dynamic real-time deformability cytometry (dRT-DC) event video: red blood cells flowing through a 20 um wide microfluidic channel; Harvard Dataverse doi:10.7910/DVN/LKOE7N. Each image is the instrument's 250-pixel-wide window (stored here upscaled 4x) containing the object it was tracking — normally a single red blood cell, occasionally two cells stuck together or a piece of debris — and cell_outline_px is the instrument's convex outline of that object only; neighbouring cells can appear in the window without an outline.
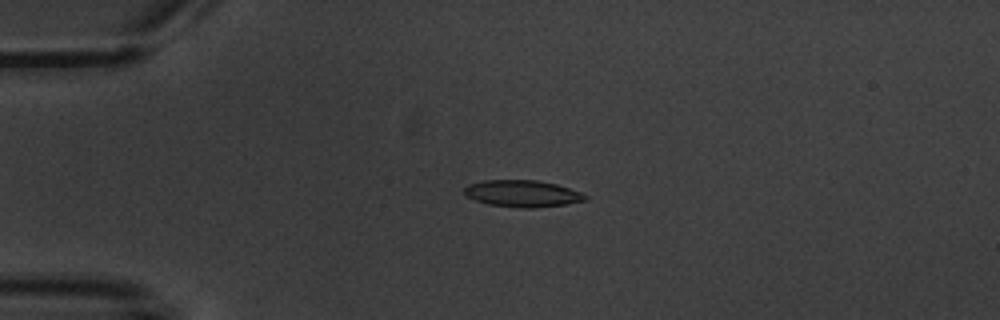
{"species": "common noctule bat (a hibernating species)", "species_latin": "Nyctalus noctula", "temperature_condition": "warm", "stored_images_in_passage": 4, "camera_frame_rate_fps": 3000, "um_per_image_px": 0.085, "animal": {"sex": "male", "body_mass_g": 20.1, "forearm_length_mm": 53.5}, "frame": {"image": 1, "passage_image": 3, "time_ms": 2.667, "image_size_px": [1000, 320], "cell_outline_px": [[588, 200], [568, 204], [532, 208], [520, 208], [488, 204], [476, 200], [468, 196], [464, 192], [464, 188], [468, 184], [484, 180], [536, 180], [556, 184], [580, 192], [588, 196]], "centroid_in_image_um": [44.43, 16.45], "position_along_channel_um": 40.6, "area_um2": 18.84}}